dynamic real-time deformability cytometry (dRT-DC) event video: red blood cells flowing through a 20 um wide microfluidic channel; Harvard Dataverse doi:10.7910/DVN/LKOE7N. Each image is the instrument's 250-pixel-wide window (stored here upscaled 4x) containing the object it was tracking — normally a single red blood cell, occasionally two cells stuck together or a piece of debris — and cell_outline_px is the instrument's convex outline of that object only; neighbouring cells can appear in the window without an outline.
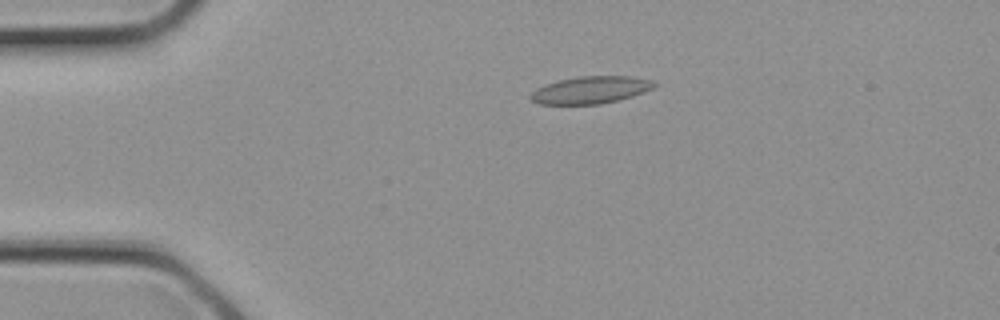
{"species": "common noctule bat (a hibernating species)", "species_latin": "Nyctalus noctula", "temperature_condition": "cold", "stored_images_in_passage": 8, "camera_frame_rate_fps": 3000, "um_per_image_px": 0.085, "animal": {"sex": "female", "body_mass_g": 21.9}, "frame": {"image": 1, "passage_image": 2, "time_ms": 0.333, "image_size_px": [1000, 320], "cell_outline_px": [[660, 84], [644, 92], [620, 100], [600, 104], [540, 104], [532, 100], [528, 96], [536, 88], [544, 84], [560, 80], [580, 76], [632, 76], [652, 80]], "centroid_in_image_um": [50.23, 7.64], "position_along_channel_um": 34.8, "area_um2": 19.77}}
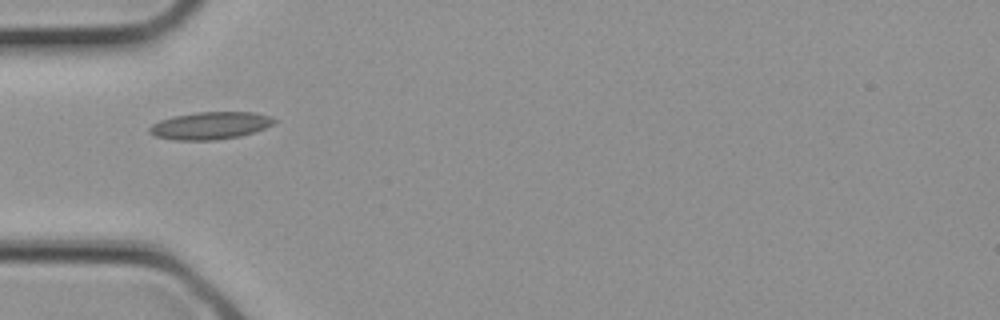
{"frame": {"image": 2, "passage_image": 5, "time_ms": 1.333, "image_size_px": [1000, 320], "cell_outline_px": [[276, 120], [272, 124], [264, 128], [240, 136], [216, 140], [176, 140], [156, 136], [148, 132], [148, 128], [152, 124], [160, 120], [172, 116], [196, 112], [256, 112], [272, 116]], "centroid_in_image_um": [17.86, 10.66], "position_along_channel_um": 67.1, "area_um2": 19.94}}
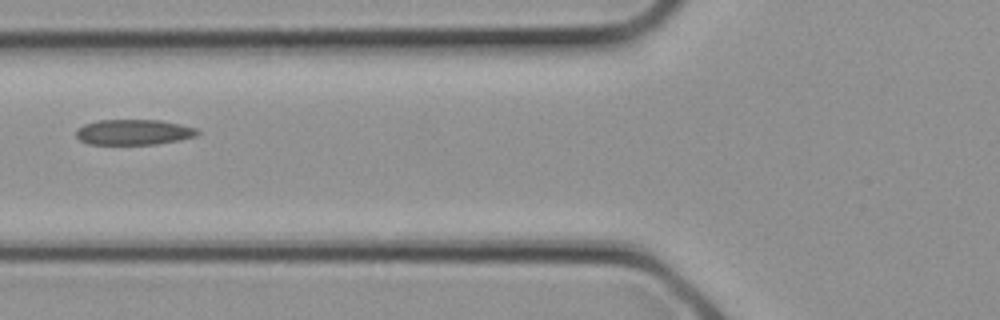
{"frame": {"image": 3, "passage_image": 7, "time_ms": 2.0, "image_size_px": [1000, 320], "cell_outline_px": [[200, 132], [196, 136], [180, 140], [156, 144], [88, 144], [80, 140], [76, 136], [76, 128], [84, 124], [96, 120], [160, 120], [180, 124], [196, 128]], "centroid_in_image_um": [11.35, 11.23], "position_along_channel_um": 114.5, "area_um2": 18.09}}